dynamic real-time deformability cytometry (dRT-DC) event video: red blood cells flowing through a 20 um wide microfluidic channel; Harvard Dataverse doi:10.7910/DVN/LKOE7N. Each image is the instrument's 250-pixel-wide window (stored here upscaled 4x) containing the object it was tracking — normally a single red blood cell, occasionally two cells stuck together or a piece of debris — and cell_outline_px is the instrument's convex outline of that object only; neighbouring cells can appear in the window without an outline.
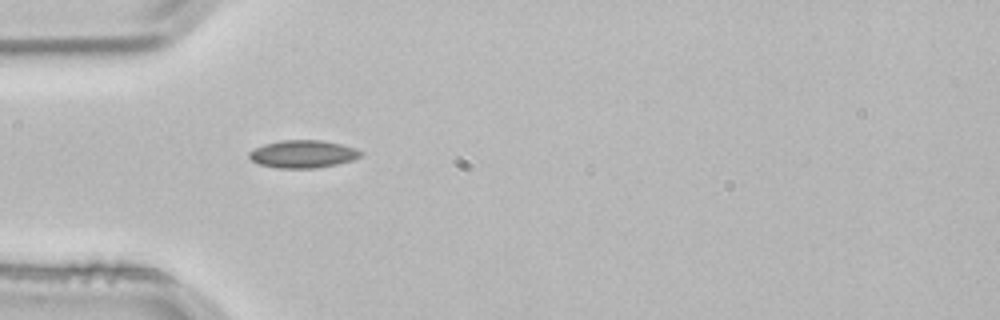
{"species": "common noctule bat (a hibernating species)", "species_latin": "Nyctalus noctula", "temperature_condition": "room temperature", "stored_images_in_passage": 1, "camera_frame_rate_fps": 3000, "um_per_image_px": 0.085, "animal": {"sex": "male", "body_mass_g": 21.5, "forearm_length_mm": 52.0}, "frame": {"image": 1, "passage_image": 1, "time_ms": 0.0, "image_size_px": [1000, 320], "cell_outline_px": [[364, 156], [352, 160], [336, 164], [316, 168], [276, 168], [260, 164], [252, 160], [248, 156], [248, 152], [264, 144], [280, 140], [320, 140], [340, 144], [356, 148], [364, 152]], "centroid_in_image_um": [25.78, 13.09], "position_along_channel_um": 59.2, "area_um2": 18.03}}